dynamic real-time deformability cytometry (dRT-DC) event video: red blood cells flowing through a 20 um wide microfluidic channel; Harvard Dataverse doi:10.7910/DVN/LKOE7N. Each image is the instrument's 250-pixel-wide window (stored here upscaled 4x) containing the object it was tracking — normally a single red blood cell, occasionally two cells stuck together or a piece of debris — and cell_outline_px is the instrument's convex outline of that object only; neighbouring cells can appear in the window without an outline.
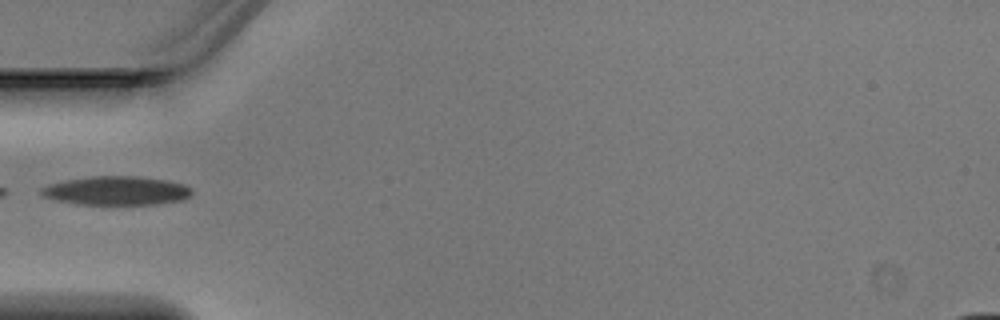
{"species": "Egyptian fruit bat (a non-hibernating species)", "species_latin": "Rousettus aegyptiacus", "temperature_condition": "warm", "stored_images_in_passage": 4, "camera_frame_rate_fps": 3000, "um_per_image_px": 0.085, "animal": {"sex": "male"}, "frame": {"image": 1, "passage_image": 4, "time_ms": 1.0, "image_size_px": [1000, 320], "cell_outline_px": [[192, 192], [184, 200], [156, 204], [76, 204], [56, 200], [44, 196], [40, 192], [40, 188], [52, 184], [68, 180], [92, 176], [136, 176], [168, 180], [184, 184], [192, 188]], "centroid_in_image_um": [9.95, 16.21], "position_along_channel_um": 75.1, "area_um2": 25.14}}